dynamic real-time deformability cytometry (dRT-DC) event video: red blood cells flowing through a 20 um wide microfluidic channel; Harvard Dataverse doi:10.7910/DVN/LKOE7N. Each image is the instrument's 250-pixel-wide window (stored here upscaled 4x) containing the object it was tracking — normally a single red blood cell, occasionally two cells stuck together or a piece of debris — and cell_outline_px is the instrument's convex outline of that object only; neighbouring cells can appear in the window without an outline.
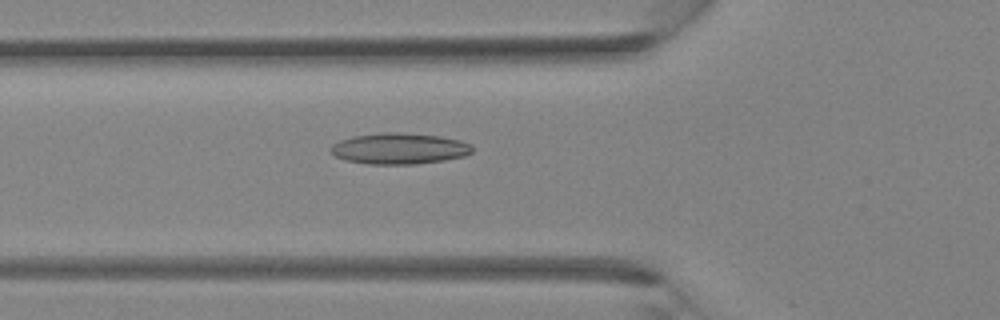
{"species": "Egyptian fruit bat (a non-hibernating species)", "species_latin": "Rousettus aegyptiacus", "temperature_condition": "room temperature", "stored_images_in_passage": 37, "camera_frame_rate_fps": 3000, "um_per_image_px": 0.085, "animal": {"sex": "female"}, "frame": {"image": 1, "passage_image": 13, "time_ms": 4.0, "image_size_px": [1000, 320], "cell_outline_px": [[472, 152], [464, 156], [444, 160], [416, 164], [368, 164], [344, 160], [336, 156], [328, 148], [332, 144], [340, 140], [352, 136], [384, 132], [400, 132], [440, 136], [460, 140], [472, 144]], "centroid_in_image_um": [33.93, 12.62], "position_along_channel_um": 91.9, "area_um2": 25.78}}
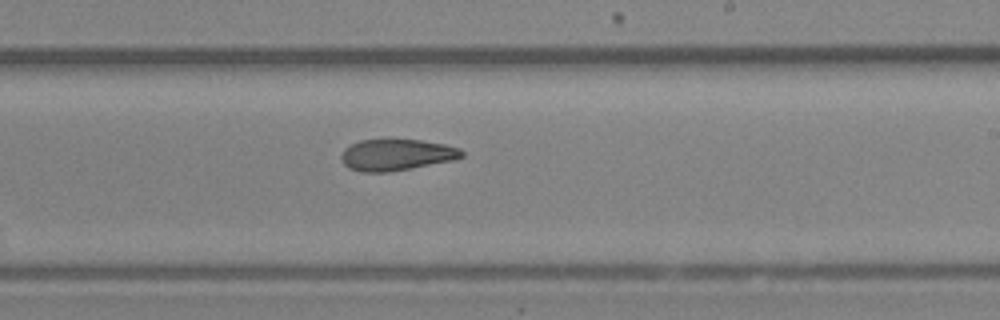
{"frame": {"image": 2, "passage_image": 22, "time_ms": 7.0, "image_size_px": [1000, 320], "cell_outline_px": [[464, 156], [452, 160], [412, 168], [388, 172], [360, 172], [348, 168], [344, 164], [340, 156], [344, 148], [360, 140], [420, 140], [444, 144], [460, 148], [464, 152]], "centroid_in_image_um": [33.68, 13.17], "position_along_channel_um": 255.3, "area_um2": 21.96}}
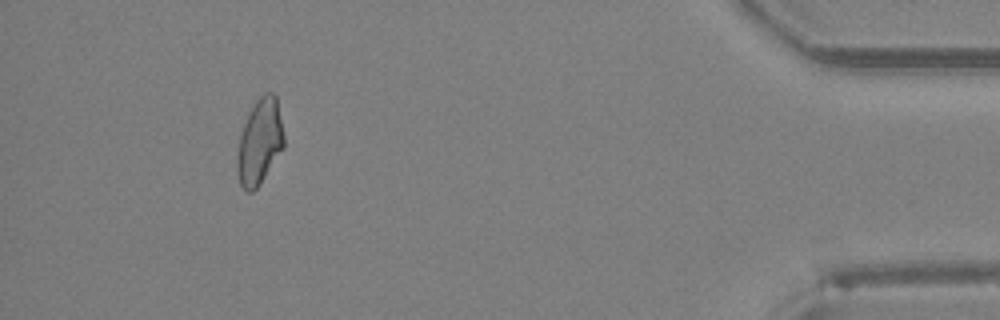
{"frame": {"image": 3, "passage_image": 34, "time_ms": 11.0, "image_size_px": [1000, 320], "cell_outline_px": [[284, 148], [260, 184], [252, 192], [248, 192], [240, 184], [236, 168], [236, 160], [240, 136], [244, 124], [256, 100], [264, 92], [272, 92], [276, 96], [284, 136]], "centroid_in_image_um": [22.08, 12.07], "position_along_channel_um": 413.1, "area_um2": 23.12}}